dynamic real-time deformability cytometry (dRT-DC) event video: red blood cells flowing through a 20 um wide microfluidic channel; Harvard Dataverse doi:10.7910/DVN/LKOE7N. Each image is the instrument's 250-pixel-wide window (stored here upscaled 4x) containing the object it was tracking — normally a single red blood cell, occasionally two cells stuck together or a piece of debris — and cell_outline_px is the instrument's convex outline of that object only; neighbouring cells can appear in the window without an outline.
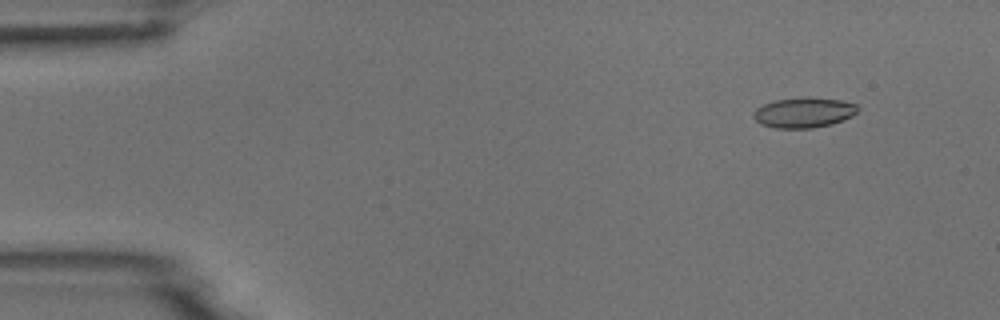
{"species": "common noctule bat (a hibernating species)", "species_latin": "Nyctalus noctula", "temperature_condition": "room temperature", "stored_images_in_passage": 4, "camera_frame_rate_fps": 3000, "um_per_image_px": 0.085, "animal": {"sex": "male", "body_mass_g": 18.8}, "frame": {"image": 1, "passage_image": 2, "time_ms": 1.0, "image_size_px": [1000, 320], "cell_outline_px": [[860, 108], [852, 116], [832, 124], [812, 128], [776, 128], [760, 124], [752, 116], [752, 112], [756, 108], [764, 104], [776, 100], [804, 96], [840, 100], [856, 104]], "centroid_in_image_um": [68.31, 9.56], "position_along_channel_um": 16.7, "area_um2": 18.5}}
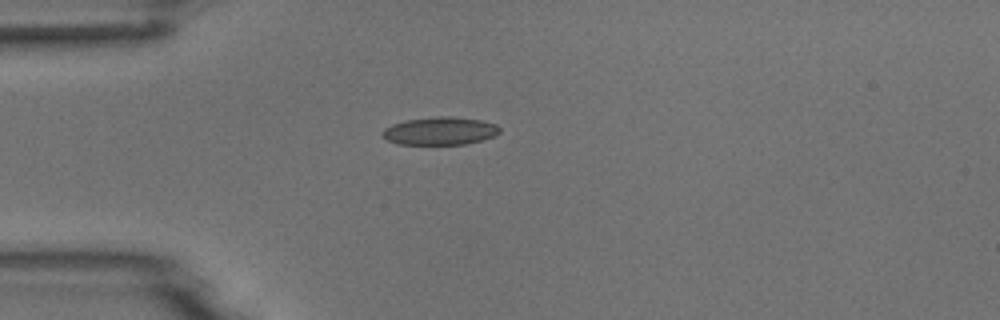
{"frame": {"image": 2, "passage_image": 4, "time_ms": 4.0, "image_size_px": [1000, 320], "cell_outline_px": [[500, 132], [492, 136], [480, 140], [464, 144], [396, 144], [380, 136], [380, 132], [384, 128], [392, 124], [408, 120], [436, 116], [452, 116], [480, 120], [496, 124], [500, 128]], "centroid_in_image_um": [37.35, 11.13], "position_along_channel_um": 47.7, "area_um2": 19.02}}